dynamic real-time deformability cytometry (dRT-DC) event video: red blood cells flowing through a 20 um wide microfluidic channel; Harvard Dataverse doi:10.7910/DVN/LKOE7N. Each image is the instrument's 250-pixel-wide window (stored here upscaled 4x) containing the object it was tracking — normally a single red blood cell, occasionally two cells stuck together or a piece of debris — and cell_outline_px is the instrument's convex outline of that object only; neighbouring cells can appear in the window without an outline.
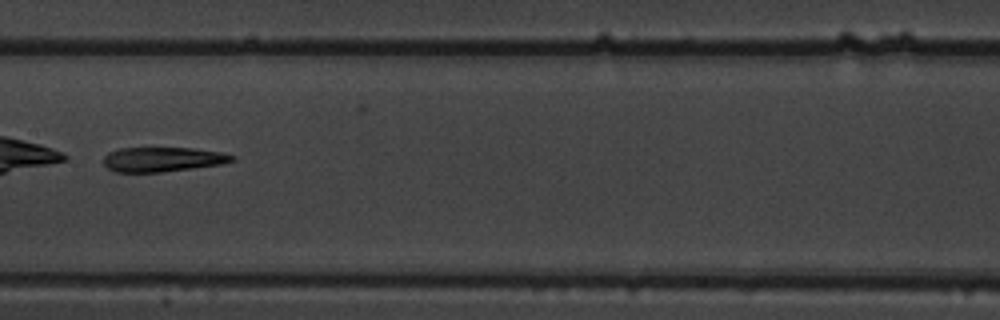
{"species": "common noctule bat (a hibernating species)", "species_latin": "Nyctalus noctula", "temperature_condition": "warm", "stored_images_in_passage": 8, "camera_frame_rate_fps": 3000, "um_per_image_px": 0.085, "animal": {"sex": "male", "body_mass_g": 19.5, "forearm_length_mm": 54.6}, "frame": {"image": 1, "passage_image": 6, "time_ms": 1.667, "image_size_px": [1000, 320], "cell_outline_px": [[236, 160], [220, 164], [192, 168], [160, 172], [116, 172], [108, 168], [104, 164], [104, 156], [108, 152], [120, 148], [192, 148], [220, 152], [236, 156]], "centroid_in_image_um": [13.82, 13.54], "position_along_channel_um": 193.6, "area_um2": 18.32}}
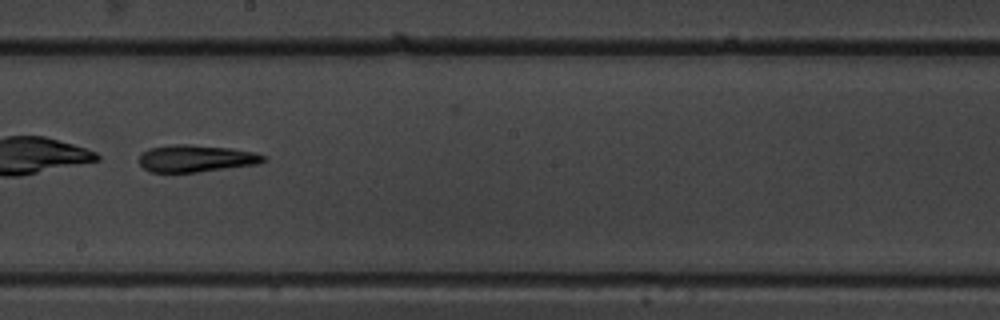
{"frame": {"image": 2, "passage_image": 7, "time_ms": 2.0, "image_size_px": [1000, 320], "cell_outline_px": [[268, 160], [256, 164], [196, 172], [148, 172], [140, 164], [140, 156], [148, 148], [176, 144], [188, 144], [232, 148], [252, 152], [268, 156]], "centroid_in_image_um": [16.68, 13.46], "position_along_channel_um": 231.5, "area_um2": 19.54}}
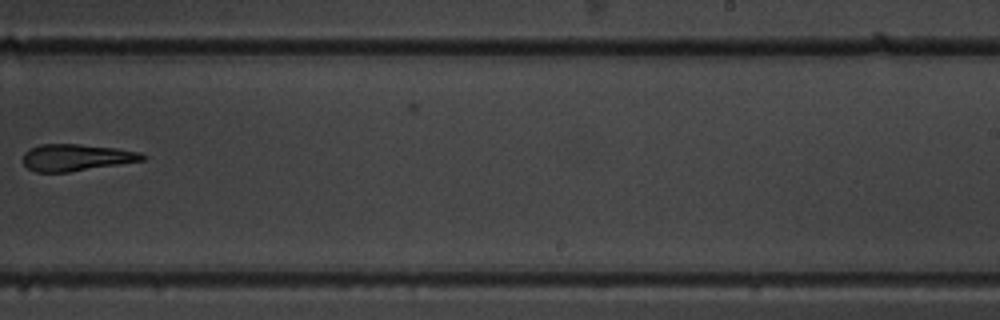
{"frame": {"image": 3, "passage_image": 8, "time_ms": 2.333, "image_size_px": [1000, 320], "cell_outline_px": [[148, 156], [144, 160], [68, 172], [36, 172], [28, 168], [24, 164], [24, 152], [28, 148], [40, 144], [76, 144], [116, 148], [140, 152]], "centroid_in_image_um": [6.47, 13.38], "position_along_channel_um": 282.5, "area_um2": 18.55}}